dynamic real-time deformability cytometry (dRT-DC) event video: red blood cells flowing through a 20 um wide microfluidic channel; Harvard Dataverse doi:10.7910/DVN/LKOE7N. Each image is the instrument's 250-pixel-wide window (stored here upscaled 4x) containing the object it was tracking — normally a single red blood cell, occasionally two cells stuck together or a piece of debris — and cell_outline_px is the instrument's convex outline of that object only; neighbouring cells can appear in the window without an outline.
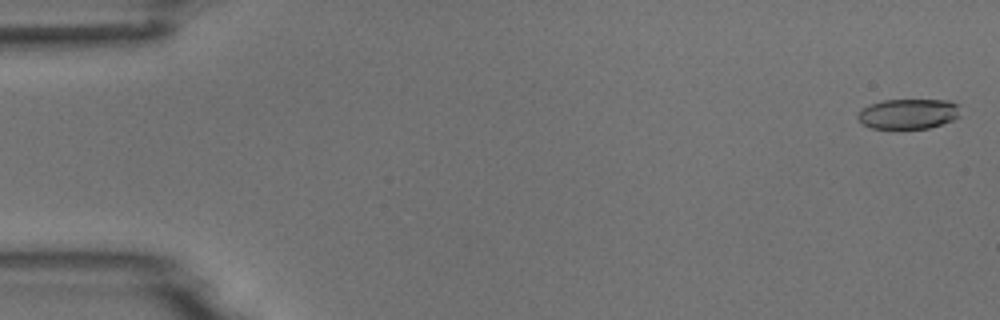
{"species": "common noctule bat (a hibernating species)", "species_latin": "Nyctalus noctula", "temperature_condition": "room temperature", "stored_images_in_passage": 4, "camera_frame_rate_fps": 3000, "um_per_image_px": 0.085, "animal": {"sex": "male", "body_mass_g": 18.8}, "frame": {"image": 1, "passage_image": 1, "time_ms": 0.0, "image_size_px": [1000, 320], "cell_outline_px": [[960, 116], [952, 120], [928, 128], [872, 128], [864, 124], [856, 116], [860, 108], [868, 104], [884, 100], [948, 100], [960, 104]], "centroid_in_image_um": [77.21, 9.66], "position_along_channel_um": 7.8, "area_um2": 18.09}}